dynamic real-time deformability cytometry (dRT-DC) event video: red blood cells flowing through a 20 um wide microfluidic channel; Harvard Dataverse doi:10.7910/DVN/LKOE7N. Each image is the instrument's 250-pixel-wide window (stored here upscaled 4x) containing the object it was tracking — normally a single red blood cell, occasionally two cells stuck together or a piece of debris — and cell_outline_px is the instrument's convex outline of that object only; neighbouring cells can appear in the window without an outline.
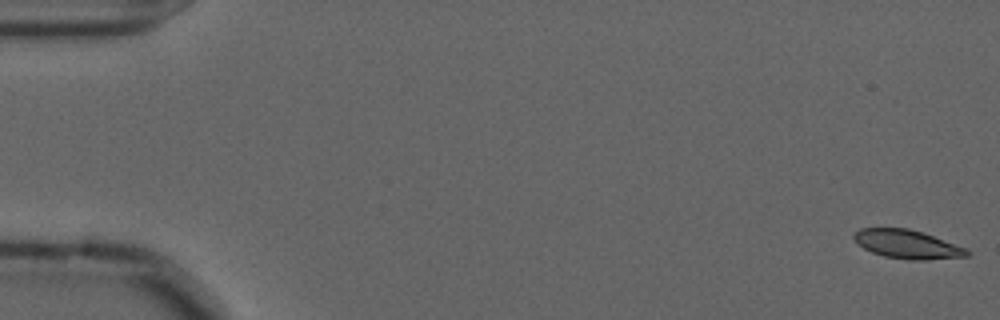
{"species": "common noctule bat (a hibernating species)", "species_latin": "Nyctalus noctula", "temperature_condition": "cold", "stored_images_in_passage": 57, "camera_frame_rate_fps": 3000, "um_per_image_px": 0.085, "animal": {"sex": "male", "forearm_length_mm": 52.5}, "frame": {"image": 1, "passage_image": 1, "time_ms": 0.0, "image_size_px": [1000, 320], "cell_outline_px": [[972, 252], [968, 256], [928, 260], [908, 260], [884, 256], [872, 252], [864, 248], [852, 236], [860, 228], [908, 228], [968, 248]], "centroid_in_image_um": [77.16, 20.77], "position_along_channel_um": 7.8, "area_um2": 18.79}}
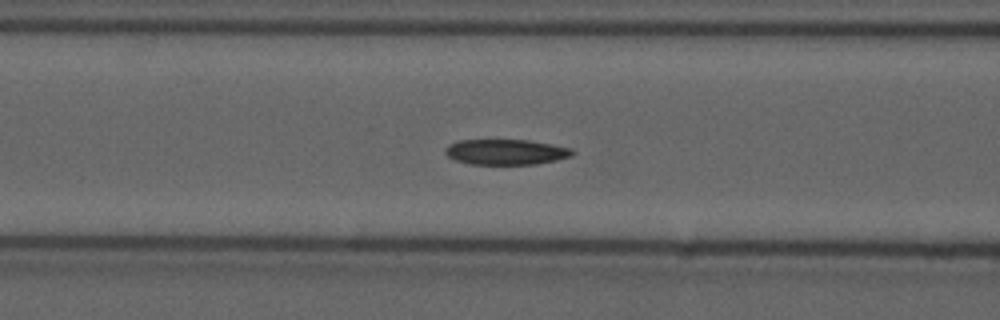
{"frame": {"image": 2, "passage_image": 23, "time_ms": 7.333, "image_size_px": [1000, 320], "cell_outline_px": [[576, 152], [572, 156], [556, 160], [536, 164], [468, 164], [456, 160], [448, 156], [444, 152], [444, 148], [448, 144], [456, 140], [528, 140], [552, 144], [572, 148]], "centroid_in_image_um": [43.0, 12.91], "position_along_channel_um": 123.6, "area_um2": 19.02}}
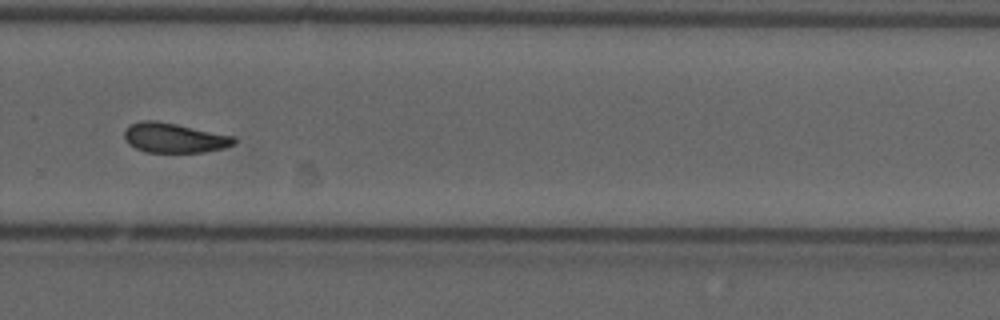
{"frame": {"image": 3, "passage_image": 39, "time_ms": 12.667, "image_size_px": [1000, 320], "cell_outline_px": [[236, 144], [224, 148], [204, 152], [144, 152], [128, 144], [124, 136], [124, 128], [140, 120], [156, 120], [176, 124], [232, 136], [236, 140]], "centroid_in_image_um": [14.77, 11.72], "position_along_channel_um": 315.0, "area_um2": 18.96}, "authors_computed_cell_mechanics": {"area_um2": 19.1896, "velocity_mm_per_s": 3.5939, "shape_relaxation_time_tau1_ms": null, "shape_relaxation_time_tau2_ms": 6.5634, "deformation_change_tau1": null, "deformation_change_tau2": 0.1201}}